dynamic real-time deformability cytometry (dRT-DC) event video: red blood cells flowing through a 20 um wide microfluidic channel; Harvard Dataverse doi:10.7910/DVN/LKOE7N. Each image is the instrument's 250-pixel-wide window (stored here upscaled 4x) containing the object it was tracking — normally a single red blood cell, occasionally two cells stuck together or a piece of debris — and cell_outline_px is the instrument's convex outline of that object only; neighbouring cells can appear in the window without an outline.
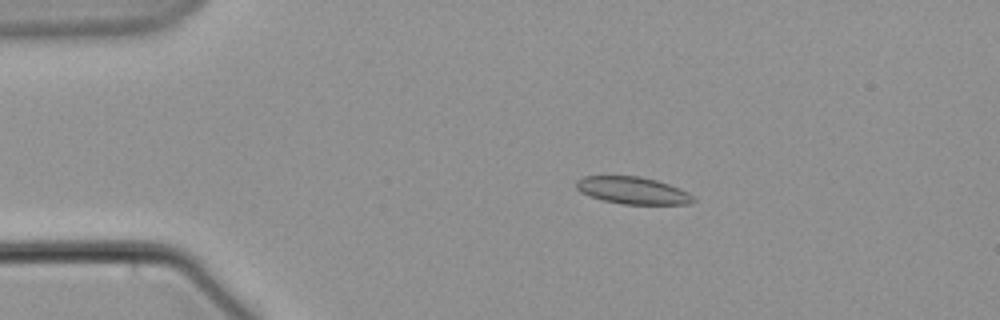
{"species": "common noctule bat (a hibernating species)", "species_latin": "Nyctalus noctula", "temperature_condition": "warm", "stored_images_in_passage": 6, "camera_frame_rate_fps": 3000, "um_per_image_px": 0.085, "animal": {"sex": "male", "body_mass_g": 21.5, "forearm_length_mm": 52.0}, "frame": {"image": 1, "passage_image": 4, "time_ms": 4.0, "image_size_px": [1000, 320], "cell_outline_px": [[696, 200], [692, 204], [620, 204], [588, 196], [580, 192], [576, 188], [576, 180], [584, 176], [640, 176], [656, 180], [680, 188], [688, 192]], "centroid_in_image_um": [53.77, 16.19], "position_along_channel_um": 31.2, "area_um2": 18.61}}